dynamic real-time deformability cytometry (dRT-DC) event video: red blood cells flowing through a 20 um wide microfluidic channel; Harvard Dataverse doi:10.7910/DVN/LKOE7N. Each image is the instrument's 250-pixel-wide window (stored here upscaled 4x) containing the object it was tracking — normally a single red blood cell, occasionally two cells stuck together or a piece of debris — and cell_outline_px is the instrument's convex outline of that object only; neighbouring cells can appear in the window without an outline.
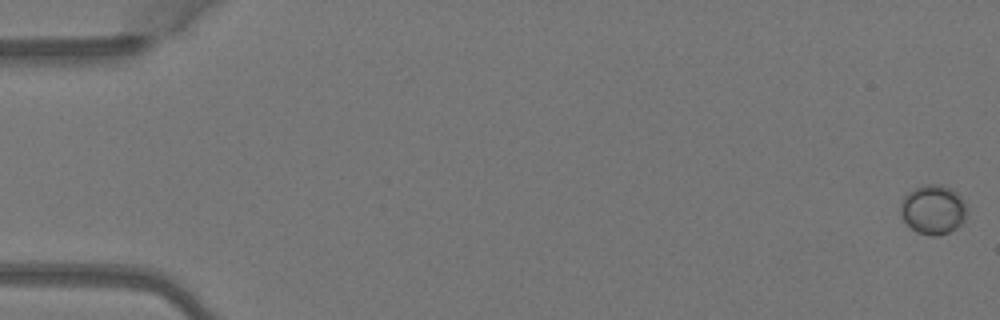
{"species": "Egyptian fruit bat (a non-hibernating species)", "species_latin": "Rousettus aegyptiacus", "temperature_condition": "warm", "stored_images_in_passage": 6, "camera_frame_rate_fps": 3000, "um_per_image_px": 0.085, "animal": {"sex": "female"}, "frame": {"image": 1, "passage_image": 1, "time_ms": 0.0, "image_size_px": [1000, 320], "cell_outline_px": [[968, 208], [964, 220], [956, 228], [948, 232], [936, 236], [928, 236], [916, 232], [900, 216], [900, 204], [904, 196], [908, 192], [924, 184], [940, 184], [952, 188], [964, 200]], "centroid_in_image_um": [79.32, 17.81], "position_along_channel_um": 5.7, "area_um2": 19.31}}
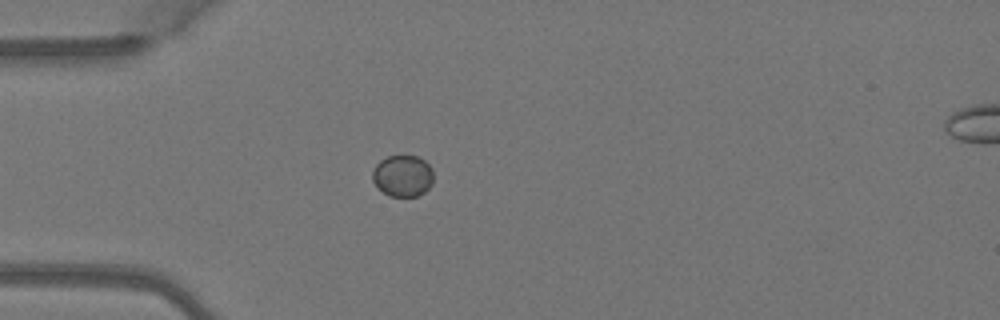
{"frame": {"image": 2, "passage_image": 5, "time_ms": 1.333, "image_size_px": [1000, 320], "cell_outline_px": [[432, 184], [424, 192], [416, 196], [388, 196], [372, 180], [372, 172], [376, 164], [380, 160], [388, 156], [416, 156], [424, 160], [432, 168]], "centroid_in_image_um": [34.23, 14.94], "position_along_channel_um": 50.8, "area_um2": 14.62}}